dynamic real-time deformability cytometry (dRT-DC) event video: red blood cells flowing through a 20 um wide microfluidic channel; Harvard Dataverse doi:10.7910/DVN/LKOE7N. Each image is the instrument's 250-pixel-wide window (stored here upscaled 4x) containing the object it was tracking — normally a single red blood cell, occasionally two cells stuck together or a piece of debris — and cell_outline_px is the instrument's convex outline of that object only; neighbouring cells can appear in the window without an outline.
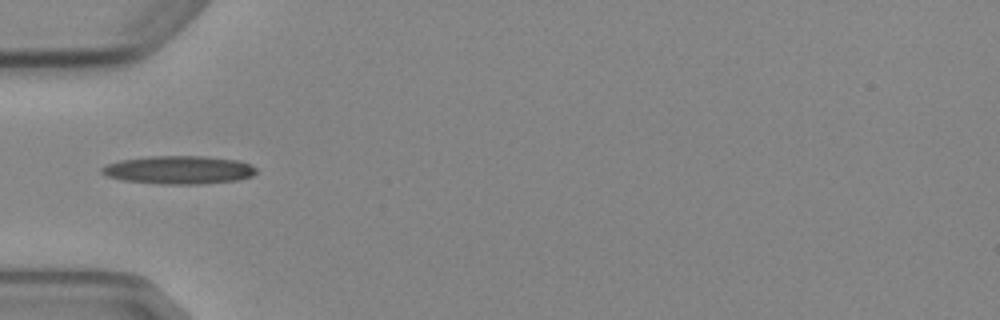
{"species": "Egyptian fruit bat (a non-hibernating species)", "species_latin": "Rousettus aegyptiacus", "temperature_condition": "cold", "stored_images_in_passage": 2, "camera_frame_rate_fps": 3000, "um_per_image_px": 0.085, "animal": {"sex": "female"}, "frame": {"image": 1, "passage_image": 1, "time_ms": 0.0, "image_size_px": [1000, 320], "cell_outline_px": [[256, 172], [252, 176], [236, 180], [200, 184], [160, 184], [124, 180], [108, 176], [100, 172], [100, 168], [104, 164], [120, 160], [148, 156], [204, 156], [236, 160], [248, 164], [256, 168]], "centroid_in_image_um": [15.15, 14.44], "position_along_channel_um": 69.9, "area_um2": 25.32}}
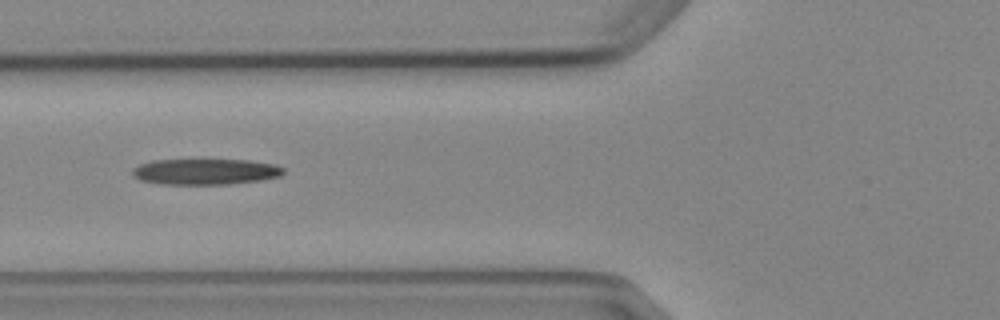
{"frame": {"image": 2, "passage_image": 2, "time_ms": 1.0, "image_size_px": [1000, 320], "cell_outline_px": [[284, 172], [280, 176], [264, 180], [228, 184], [160, 184], [140, 180], [132, 176], [132, 168], [140, 164], [152, 160], [248, 160], [276, 164], [284, 168]], "centroid_in_image_um": [17.46, 14.59], "position_along_channel_um": 108.3, "area_um2": 22.95}}